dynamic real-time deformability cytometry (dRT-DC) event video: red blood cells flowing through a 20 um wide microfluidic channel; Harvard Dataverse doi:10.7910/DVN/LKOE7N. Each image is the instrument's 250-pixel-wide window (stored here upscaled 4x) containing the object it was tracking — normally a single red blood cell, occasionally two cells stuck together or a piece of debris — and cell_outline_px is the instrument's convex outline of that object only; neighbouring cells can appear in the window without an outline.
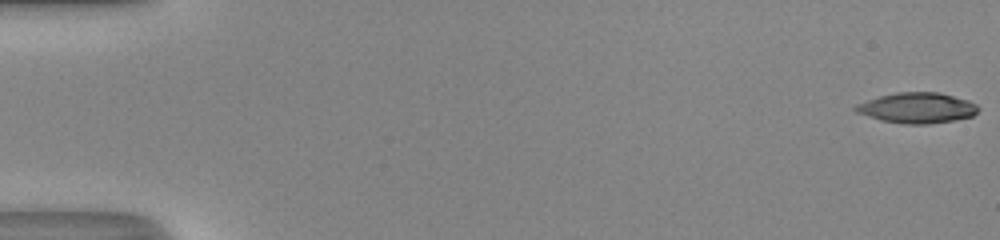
{"species": "human", "species_latin": "Homo sapiens", "temperature_condition": "room temperature", "stored_images_in_passage": 11, "camera_frame_rate_fps": 3000, "um_per_image_px": 0.085, "donor": {"sex": "male"}, "frame": {"image": 1, "passage_image": 1, "time_ms": 0.0, "image_size_px": [1000, 240], "cell_outline_px": [[980, 108], [972, 116], [952, 120], [928, 124], [904, 124], [880, 120], [856, 112], [852, 108], [856, 104], [880, 96], [896, 92], [940, 92], [968, 100], [976, 104]], "centroid_in_image_um": [77.94, 9.16], "position_along_channel_um": 7.1, "area_um2": 21.73}}